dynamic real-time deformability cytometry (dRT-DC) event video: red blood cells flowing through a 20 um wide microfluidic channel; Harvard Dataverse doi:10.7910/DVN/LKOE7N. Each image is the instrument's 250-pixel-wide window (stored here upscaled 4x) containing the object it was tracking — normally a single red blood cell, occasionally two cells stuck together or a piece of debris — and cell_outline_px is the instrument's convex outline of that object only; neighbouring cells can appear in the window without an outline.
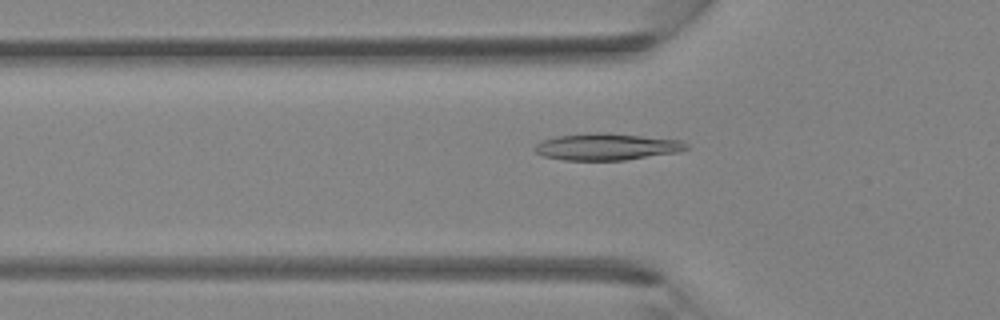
{"species": "Egyptian fruit bat (a non-hibernating species)", "species_latin": "Rousettus aegyptiacus", "temperature_condition": "room temperature", "stored_images_in_passage": 35, "camera_frame_rate_fps": 3000, "um_per_image_px": 0.085, "animal": {"sex": "female"}, "frame": {"image": 1, "passage_image": 9, "time_ms": 2.667, "image_size_px": [1000, 320], "cell_outline_px": [[688, 148], [680, 152], [624, 160], [564, 160], [544, 156], [536, 152], [532, 148], [540, 140], [556, 136], [588, 132], [604, 132], [680, 140], [688, 144]], "centroid_in_image_um": [51.54, 12.46], "position_along_channel_um": 74.3, "area_um2": 23.81}}
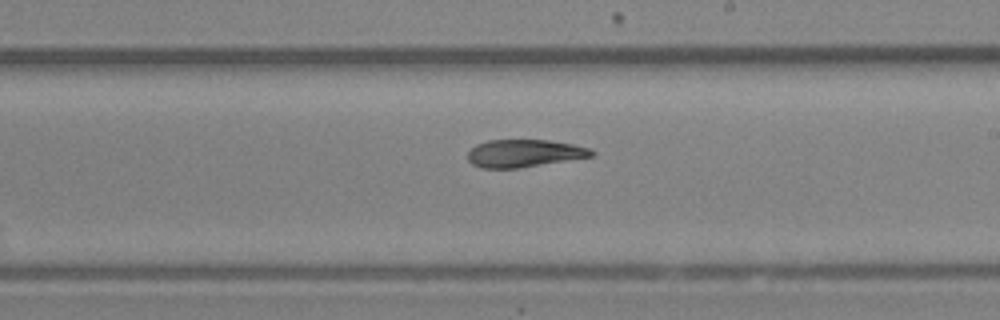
{"frame": {"image": 2, "passage_image": 19, "time_ms": 6.0, "image_size_px": [1000, 320], "cell_outline_px": [[596, 156], [520, 168], [480, 168], [472, 164], [468, 160], [468, 152], [476, 144], [488, 140], [548, 140], [572, 144], [592, 148], [596, 152]], "centroid_in_image_um": [44.6, 13.03], "position_along_channel_um": 244.4, "area_um2": 20.17}}
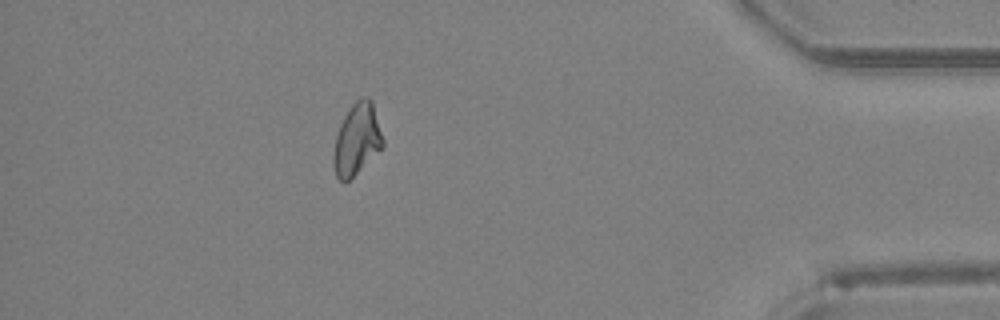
{"frame": {"image": 3, "passage_image": 31, "time_ms": 10.0, "image_size_px": [1000, 320], "cell_outline_px": [[384, 144], [344, 184], [336, 176], [332, 160], [332, 156], [336, 136], [340, 124], [348, 108], [360, 96], [368, 96], [372, 100], [384, 140]], "centroid_in_image_um": [30.31, 11.79], "position_along_channel_um": 404.9, "area_um2": 20.35}}